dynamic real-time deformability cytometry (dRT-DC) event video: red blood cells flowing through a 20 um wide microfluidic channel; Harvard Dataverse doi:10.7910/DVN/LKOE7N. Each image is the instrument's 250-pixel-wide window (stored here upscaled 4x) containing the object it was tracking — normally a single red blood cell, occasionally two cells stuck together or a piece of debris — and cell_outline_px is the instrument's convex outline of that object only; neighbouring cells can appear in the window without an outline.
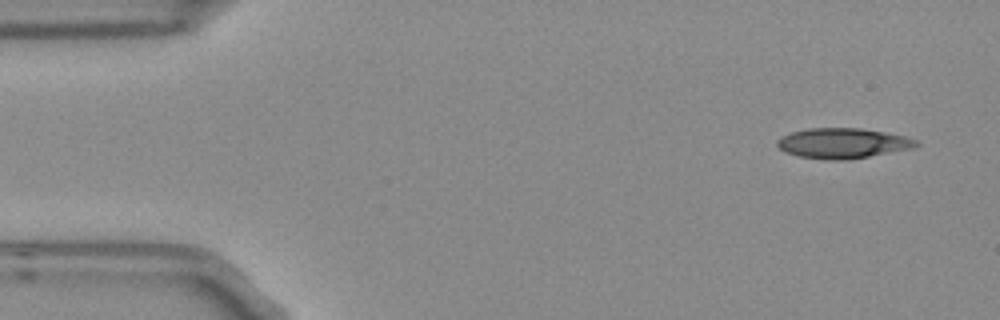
{"species": "Egyptian fruit bat (a non-hibernating species)", "species_latin": "Rousettus aegyptiacus", "temperature_condition": "room temperature", "stored_images_in_passage": 5, "camera_frame_rate_fps": 3000, "um_per_image_px": 0.085, "frame": {"image": 1, "passage_image": 1, "time_ms": 0.0, "image_size_px": [1000, 320], "cell_outline_px": [[920, 144], [916, 148], [844, 160], [828, 160], [796, 156], [784, 152], [776, 144], [776, 140], [780, 136], [792, 132], [808, 128], [860, 128], [884, 132], [904, 136], [916, 140]], "centroid_in_image_um": [71.61, 12.18], "position_along_channel_um": 13.4, "area_um2": 24.57}}